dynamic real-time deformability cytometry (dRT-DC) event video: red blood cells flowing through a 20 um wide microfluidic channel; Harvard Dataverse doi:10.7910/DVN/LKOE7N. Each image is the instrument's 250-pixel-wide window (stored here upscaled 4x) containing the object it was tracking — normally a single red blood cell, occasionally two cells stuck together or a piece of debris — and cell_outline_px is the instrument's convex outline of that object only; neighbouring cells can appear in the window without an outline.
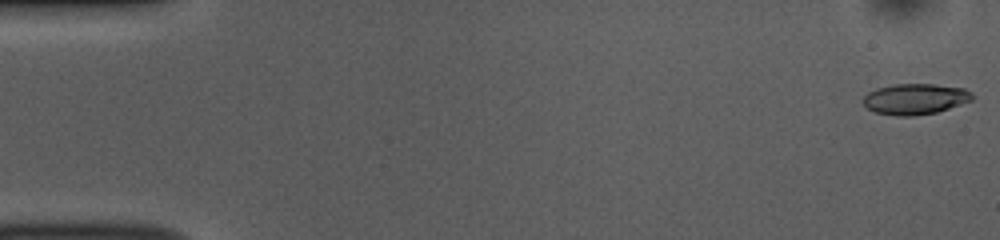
{"species": "common noctule bat (a hibernating species)", "species_latin": "Nyctalus noctula", "temperature_condition": "room temperature", "stored_images_in_passage": 52, "camera_frame_rate_fps": 3000, "um_per_image_px": 0.085, "animal": {"sex": "female", "body_mass_g": 10.0, "forearm_length_mm": 53.1}, "frame": {"image": 1, "passage_image": 1, "time_ms": 0.0, "image_size_px": [1000, 240], "cell_outline_px": [[972, 100], [936, 112], [912, 116], [896, 116], [876, 112], [868, 108], [860, 100], [868, 92], [876, 88], [896, 84], [932, 84], [964, 88], [972, 92]], "centroid_in_image_um": [77.75, 8.41], "position_along_channel_um": 7.2, "area_um2": 19.48}}
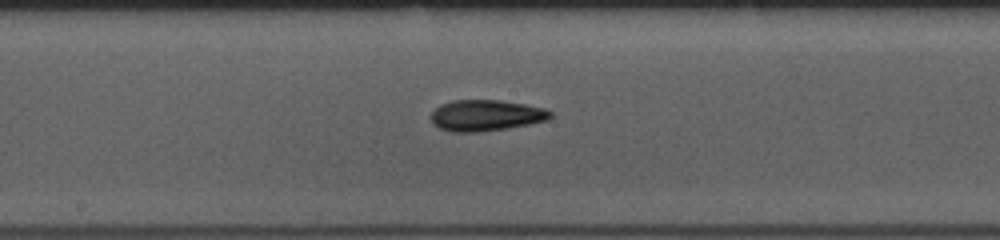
{"frame": {"image": 2, "passage_image": 27, "time_ms": 8.667, "image_size_px": [1000, 240], "cell_outline_px": [[552, 116], [548, 120], [508, 128], [476, 132], [452, 132], [440, 128], [432, 124], [432, 112], [440, 104], [452, 100], [500, 100], [524, 104], [544, 108], [552, 112]], "centroid_in_image_um": [41.3, 9.81], "position_along_channel_um": 206.9, "area_um2": 21.62}}
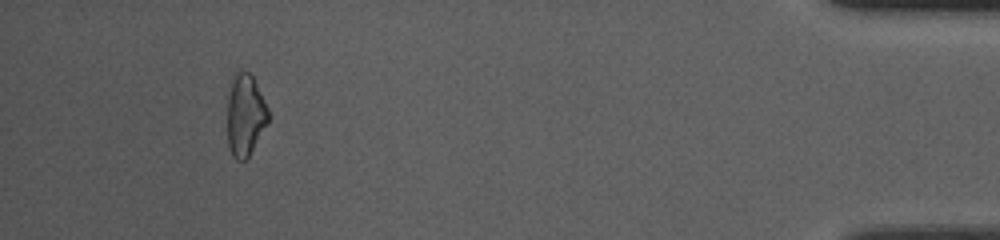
{"frame": {"image": 3, "passage_image": 48, "time_ms": 15.667, "image_size_px": [1000, 240], "cell_outline_px": [[268, 124], [248, 156], [244, 160], [236, 160], [232, 156], [228, 144], [228, 96], [232, 72], [240, 68], [244, 68], [252, 76], [268, 108]], "centroid_in_image_um": [20.83, 9.72], "position_along_channel_um": 414.4, "area_um2": 19.71}, "authors_computed_cell_mechanics": {"area_um2": 20.1722, "velocity_mm_per_s": 3.8883, "shape_relaxation_time_tau1_ms": 4.7017, "shape_relaxation_time_tau2_ms": 5.7433, "deformation_change_tau1": 0.1638, "deformation_change_tau2": 0.1598}}